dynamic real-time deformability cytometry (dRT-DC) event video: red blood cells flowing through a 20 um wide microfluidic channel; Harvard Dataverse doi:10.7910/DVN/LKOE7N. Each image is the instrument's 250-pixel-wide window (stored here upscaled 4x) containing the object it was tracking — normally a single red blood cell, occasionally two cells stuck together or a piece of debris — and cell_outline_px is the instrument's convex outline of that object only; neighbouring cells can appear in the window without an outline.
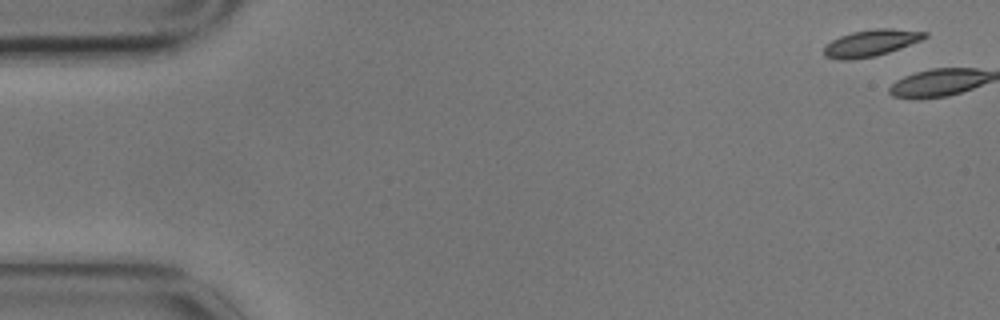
{"species": "common noctule bat (a hibernating species)", "species_latin": "Nyctalus noctula", "temperature_condition": "cold", "stored_images_in_passage": 16, "segment_of_instrument_passage": [1, 2], "camera_frame_rate_fps": 3000, "um_per_image_px": 0.085, "animal": {"sex": "male", "body_mass_g": 17.9}, "frame": {"image": 1, "passage_image": 1, "time_ms": 0.0, "image_size_px": [1000, 320], "cell_outline_px": [[928, 36], [920, 40], [900, 48], [876, 56], [848, 60], [840, 60], [824, 56], [824, 48], [832, 40], [840, 36], [852, 32], [876, 28], [892, 28], [928, 32]], "centroid_in_image_um": [74.03, 3.65], "position_along_channel_um": 11.0, "area_um2": 15.55}}
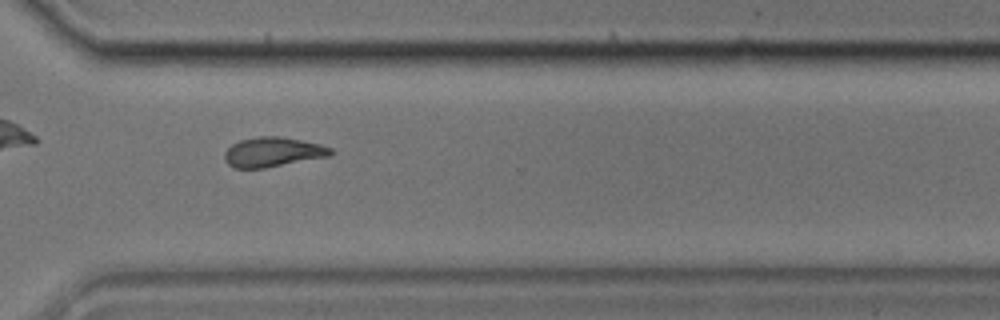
{"frame": {"image": 2, "passage_image": 12, "time_ms": 3.667, "image_size_px": [1000, 320], "cell_outline_px": [[332, 156], [264, 168], [236, 168], [228, 164], [224, 160], [224, 152], [232, 144], [240, 140], [256, 136], [280, 136], [320, 144], [332, 148]], "centroid_in_image_um": [23.19, 12.92], "position_along_channel_um": 347.4, "area_um2": 18.44}}
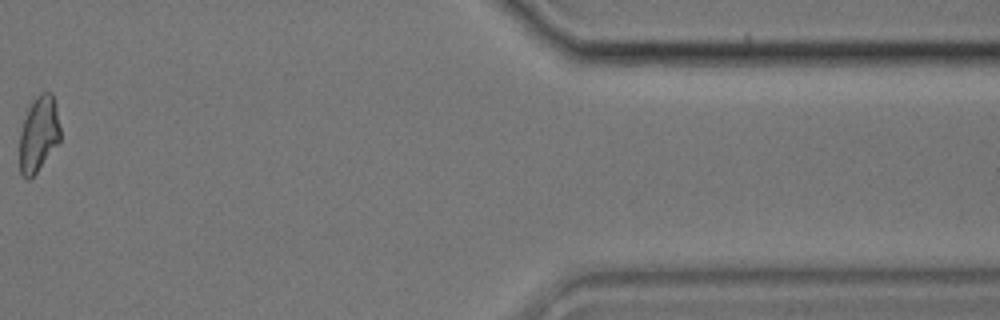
{"frame": {"image": 3, "passage_image": 14, "time_ms": 4.333, "image_size_px": [1000, 320], "cell_outline_px": [[60, 140], [36, 172], [28, 180], [20, 172], [20, 132], [24, 120], [36, 96], [40, 92], [52, 92], [56, 108], [60, 128]], "centroid_in_image_um": [3.29, 11.38], "position_along_channel_um": 408.1, "area_um2": 17.4}}